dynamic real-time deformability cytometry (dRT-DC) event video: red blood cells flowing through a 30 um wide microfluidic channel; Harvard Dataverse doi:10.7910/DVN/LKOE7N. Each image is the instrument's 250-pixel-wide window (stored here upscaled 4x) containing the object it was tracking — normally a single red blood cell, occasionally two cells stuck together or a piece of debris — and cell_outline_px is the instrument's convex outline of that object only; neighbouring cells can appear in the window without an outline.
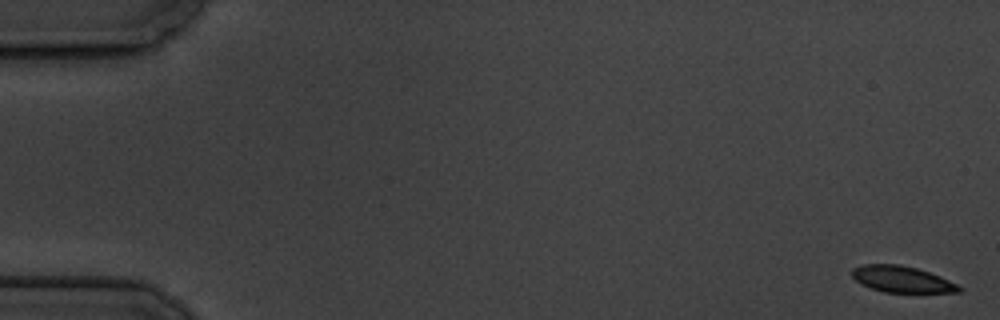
{"species": "common noctule bat (a hibernating species)", "species_latin": "Nyctalus noctula", "temperature_condition": "cold", "stored_images_in_passage": 6, "camera_frame_rate_fps": 3000, "um_per_image_px": 0.085, "animal": {"sex": "male", "body_mass_g": 19.5, "forearm_length_mm": 54.6}, "frame": {"image": 1, "passage_image": 1, "time_ms": 0.0, "image_size_px": [1000, 320], "cell_outline_px": [[964, 288], [960, 292], [884, 292], [860, 284], [852, 276], [852, 268], [860, 264], [900, 264], [916, 268], [940, 276]], "centroid_in_image_um": [76.63, 23.73], "position_along_channel_um": 8.4, "area_um2": 16.36}}
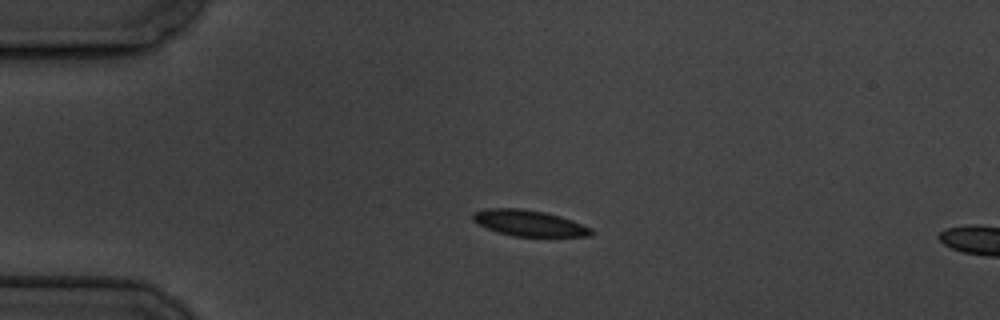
{"frame": {"image": 2, "passage_image": 5, "time_ms": 4.333, "image_size_px": [1000, 320], "cell_outline_px": [[596, 232], [592, 236], [512, 236], [496, 232], [476, 224], [472, 220], [472, 212], [488, 208], [520, 208], [544, 212], [560, 216], [572, 220], [592, 228]], "centroid_in_image_um": [44.95, 18.97], "position_along_channel_um": 40.1, "area_um2": 18.15}}